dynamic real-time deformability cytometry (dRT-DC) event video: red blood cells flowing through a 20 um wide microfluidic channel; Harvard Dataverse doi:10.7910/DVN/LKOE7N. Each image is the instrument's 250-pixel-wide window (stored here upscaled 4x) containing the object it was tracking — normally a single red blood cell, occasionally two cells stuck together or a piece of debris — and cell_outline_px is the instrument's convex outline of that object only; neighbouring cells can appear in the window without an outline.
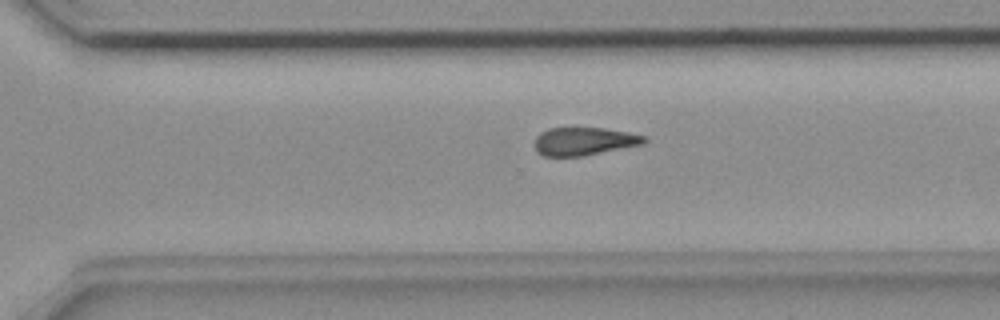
{"species": "common noctule bat (a hibernating species)", "species_latin": "Nyctalus noctula", "temperature_condition": "room temperature", "stored_images_in_passage": 33, "camera_frame_rate_fps": 3000, "um_per_image_px": 0.085, "animal": {"sex": "female", "body_mass_g": 18.4}, "frame": {"image": 1, "passage_image": 28, "time_ms": 9.0, "image_size_px": [1000, 320], "cell_outline_px": [[648, 140], [644, 144], [584, 156], [544, 156], [536, 152], [536, 136], [540, 132], [548, 128], [604, 128], [628, 132], [648, 136]], "centroid_in_image_um": [49.69, 12.01], "position_along_channel_um": 320.9, "area_um2": 18.03}}